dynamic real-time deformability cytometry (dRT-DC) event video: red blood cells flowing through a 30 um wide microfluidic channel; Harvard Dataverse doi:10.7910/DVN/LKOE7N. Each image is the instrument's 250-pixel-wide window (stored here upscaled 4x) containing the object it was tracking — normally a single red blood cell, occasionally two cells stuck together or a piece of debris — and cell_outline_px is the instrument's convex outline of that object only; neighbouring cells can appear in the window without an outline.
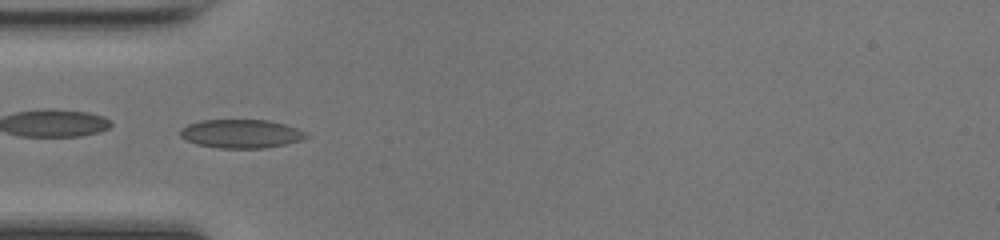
{"species": "common noctule bat (a hibernating species)", "species_latin": "Nyctalus noctula", "temperature_condition": "room temperature", "stored_images_in_passage": 34, "camera_frame_rate_fps": 3000, "um_per_image_px": 0.085, "animal": {"sex": "female", "body_mass_g": 17.0, "forearm_length_mm": 48.0}, "frame": {"image": 1, "passage_image": 1, "time_ms": 0.0, "image_size_px": [1000, 240], "cell_outline_px": [[312, 136], [300, 140], [284, 144], [264, 148], [220, 148], [196, 144], [180, 136], [180, 128], [188, 124], [200, 120], [268, 120], [284, 124], [296, 128]], "centroid_in_image_um": [20.48, 11.36], "position_along_channel_um": 64.5, "area_um2": 20.92}}
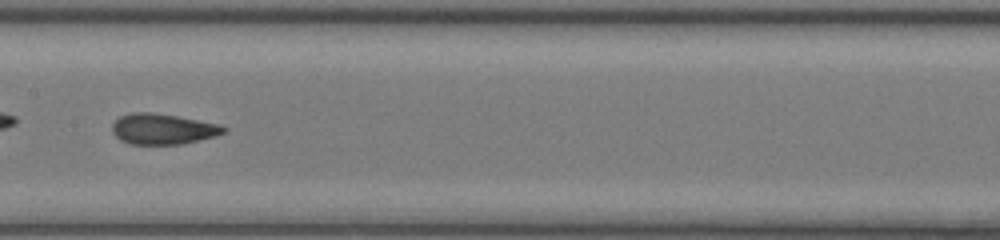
{"frame": {"image": 2, "passage_image": 10, "time_ms": 3.0, "image_size_px": [1000, 240], "cell_outline_px": [[228, 132], [216, 136], [184, 144], [128, 144], [120, 140], [112, 132], [112, 124], [120, 116], [132, 112], [152, 112], [176, 116], [220, 124], [228, 128]], "centroid_in_image_um": [13.87, 10.97], "position_along_channel_um": 193.5, "area_um2": 20.11}}
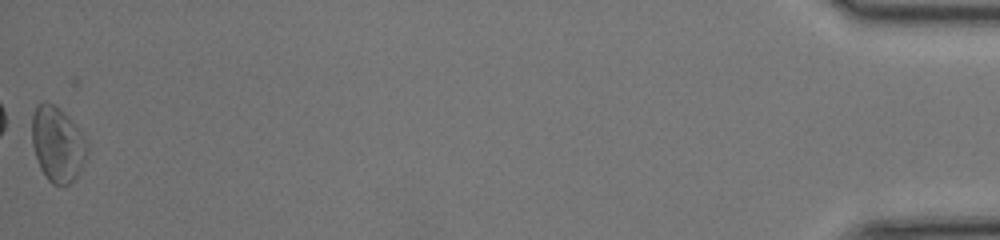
{"frame": {"image": 3, "passage_image": 34, "time_ms": 11.0, "image_size_px": [1000, 240], "cell_outline_px": [[88, 152], [76, 176], [68, 184], [52, 184], [48, 180], [40, 168], [32, 144], [32, 116], [36, 108], [44, 100], [60, 108], [68, 116], [88, 140]], "centroid_in_image_um": [4.89, 12.23], "position_along_channel_um": 430.3, "area_um2": 23.99}, "authors_computed_cell_mechanics": {"area_um2": 19.5075, "velocity_mm_per_s": 4.2937, "shape_relaxation_time_tau1_ms": null, "shape_relaxation_time_tau2_ms": 1.1813, "deformation_change_tau1": null, "deformation_change_tau2": 0.0701}}